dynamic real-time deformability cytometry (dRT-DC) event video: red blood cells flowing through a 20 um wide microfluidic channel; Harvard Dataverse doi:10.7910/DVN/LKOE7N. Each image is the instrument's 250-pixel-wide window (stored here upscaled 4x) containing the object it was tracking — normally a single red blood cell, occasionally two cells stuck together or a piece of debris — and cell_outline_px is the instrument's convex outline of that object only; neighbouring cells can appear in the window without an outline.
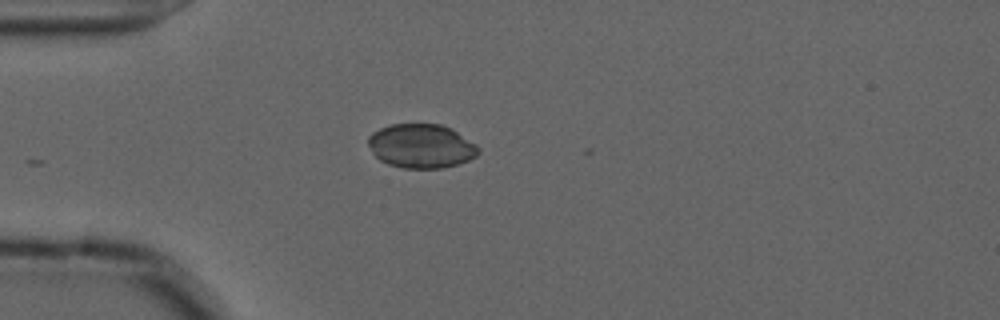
{"species": "common noctule bat (a hibernating species)", "species_latin": "Nyctalus noctula", "temperature_condition": "cold", "stored_images_in_passage": 9, "camera_frame_rate_fps": 3000, "um_per_image_px": 0.085, "animal": {"sex": "male", "forearm_length_mm": 52.5}, "frame": {"image": 1, "passage_image": 1, "time_ms": 0.0, "image_size_px": [1000, 320], "cell_outline_px": [[480, 152], [476, 156], [468, 160], [456, 164], [440, 168], [404, 168], [388, 164], [380, 160], [372, 152], [368, 144], [368, 136], [372, 132], [388, 124], [440, 124], [452, 128], [476, 144], [480, 148]], "centroid_in_image_um": [35.8, 12.4], "position_along_channel_um": 49.2, "area_um2": 28.38}}
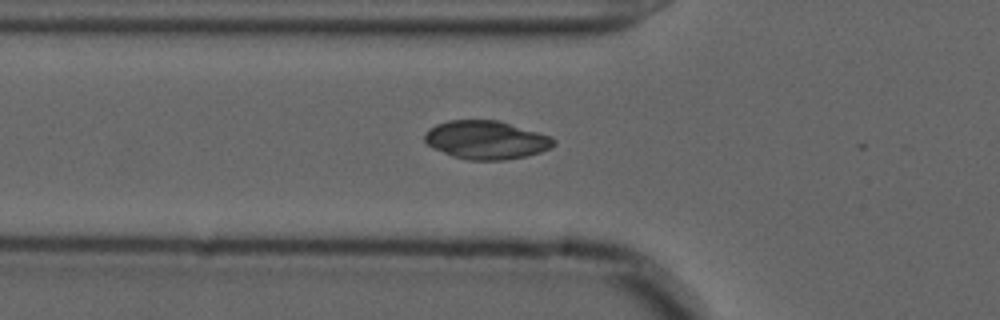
{"frame": {"image": 2, "passage_image": 5, "time_ms": 1.333, "image_size_px": [1000, 320], "cell_outline_px": [[556, 144], [540, 152], [524, 156], [504, 160], [468, 160], [452, 156], [432, 148], [424, 140], [424, 132], [436, 124], [448, 120], [500, 120], [552, 136], [556, 140]], "centroid_in_image_um": [41.32, 11.88], "position_along_channel_um": 84.5, "area_um2": 29.07}}
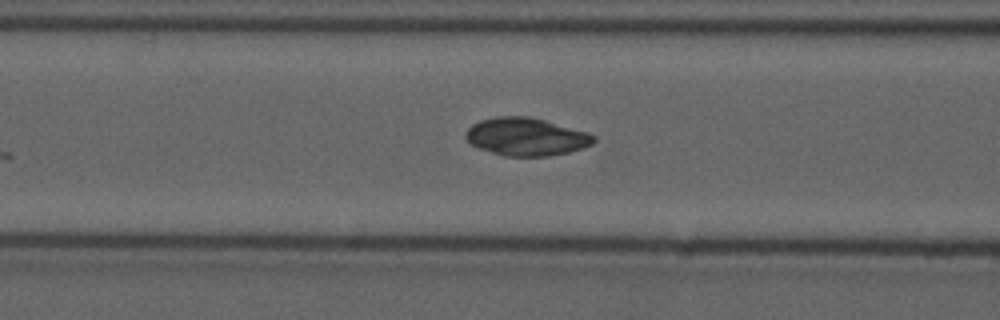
{"frame": {"image": 3, "passage_image": 8, "time_ms": 2.333, "image_size_px": [1000, 320], "cell_outline_px": [[596, 140], [592, 144], [584, 148], [568, 152], [548, 156], [504, 156], [480, 148], [472, 144], [464, 136], [468, 128], [472, 124], [480, 120], [496, 116], [528, 116], [544, 120], [588, 132], [596, 136]], "centroid_in_image_um": [44.74, 11.62], "position_along_channel_um": 121.9, "area_um2": 28.21}}